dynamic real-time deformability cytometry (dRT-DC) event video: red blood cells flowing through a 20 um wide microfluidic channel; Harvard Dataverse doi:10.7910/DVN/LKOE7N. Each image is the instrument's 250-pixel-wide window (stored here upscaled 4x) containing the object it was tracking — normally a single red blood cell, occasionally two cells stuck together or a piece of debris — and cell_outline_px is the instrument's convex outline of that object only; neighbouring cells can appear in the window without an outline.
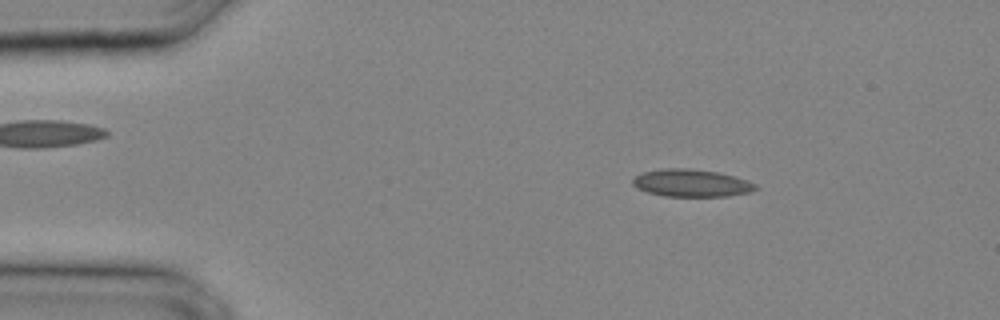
{"species": "common noctule bat (a hibernating species)", "species_latin": "Nyctalus noctula", "temperature_condition": "cold", "stored_images_in_passage": 29, "camera_frame_rate_fps": 3000, "um_per_image_px": 0.085, "animal": {"sex": "male", "body_mass_g": 20.4}, "frame": {"image": 1, "passage_image": 4, "time_ms": 1.0, "image_size_px": [1000, 320], "cell_outline_px": [[760, 188], [748, 192], [728, 196], [664, 196], [648, 192], [636, 188], [632, 184], [632, 180], [636, 176], [644, 172], [660, 168], [688, 168], [716, 172], [732, 176], [756, 184]], "centroid_in_image_um": [58.73, 15.56], "position_along_channel_um": 26.3, "area_um2": 19.48}}
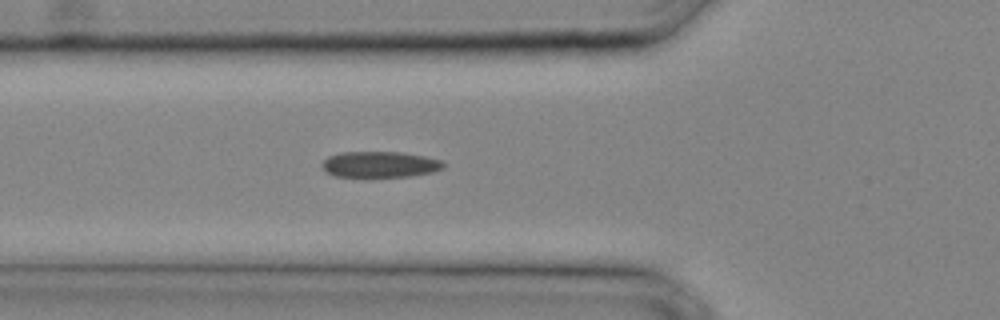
{"frame": {"image": 2, "passage_image": 10, "time_ms": 3.0, "image_size_px": [1000, 320], "cell_outline_px": [[444, 168], [432, 172], [408, 176], [368, 180], [364, 180], [332, 176], [324, 172], [320, 164], [328, 156], [340, 152], [400, 152], [424, 156], [440, 160], [444, 164]], "centroid_in_image_um": [32.17, 14.03], "position_along_channel_um": 93.6, "area_um2": 19.48}}
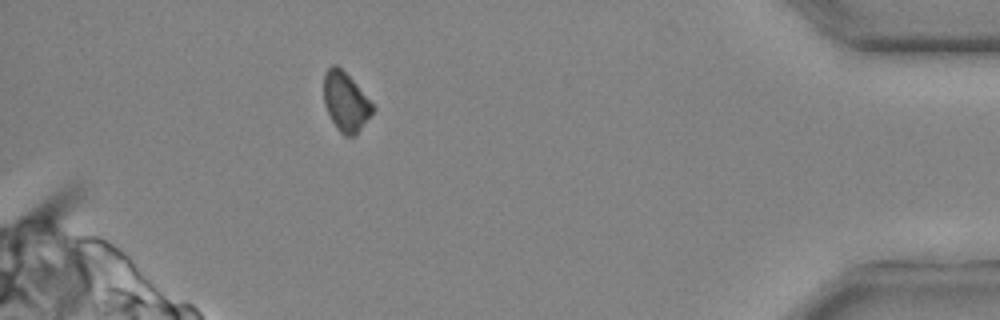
{"frame": {"image": 3, "passage_image": 27, "time_ms": 8.667, "image_size_px": [1000, 320], "cell_outline_px": [[376, 108], [356, 136], [344, 136], [336, 128], [324, 104], [324, 72], [332, 64], [336, 64], [356, 84]], "centroid_in_image_um": [29.38, 8.67], "position_along_channel_um": 405.8, "area_um2": 16.76}}